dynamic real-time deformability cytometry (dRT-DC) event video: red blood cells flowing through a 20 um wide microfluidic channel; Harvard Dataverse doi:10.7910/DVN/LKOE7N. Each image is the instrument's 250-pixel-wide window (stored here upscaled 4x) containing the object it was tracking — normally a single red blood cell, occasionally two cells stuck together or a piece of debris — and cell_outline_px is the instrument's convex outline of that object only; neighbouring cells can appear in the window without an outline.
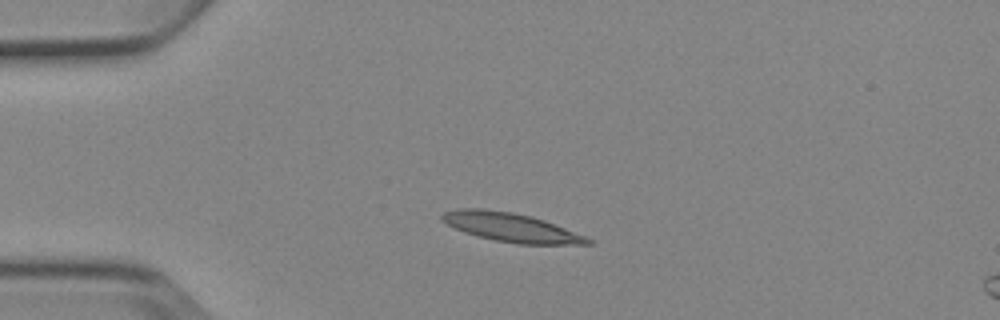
{"species": "Egyptian fruit bat (a non-hibernating species)", "species_latin": "Rousettus aegyptiacus", "temperature_condition": "cold", "stored_images_in_passage": 4, "camera_frame_rate_fps": 3000, "um_per_image_px": 0.085, "animal": {"sex": "female"}, "frame": {"image": 1, "passage_image": 2, "time_ms": 2.0, "image_size_px": [1000, 320], "cell_outline_px": [[592, 244], [516, 244], [476, 236], [464, 232], [440, 220], [440, 216], [444, 212], [456, 208], [484, 208], [512, 212], [532, 216], [544, 220], [584, 236], [592, 240]], "centroid_in_image_um": [43.38, 19.31], "position_along_channel_um": 41.6, "area_um2": 24.39}}
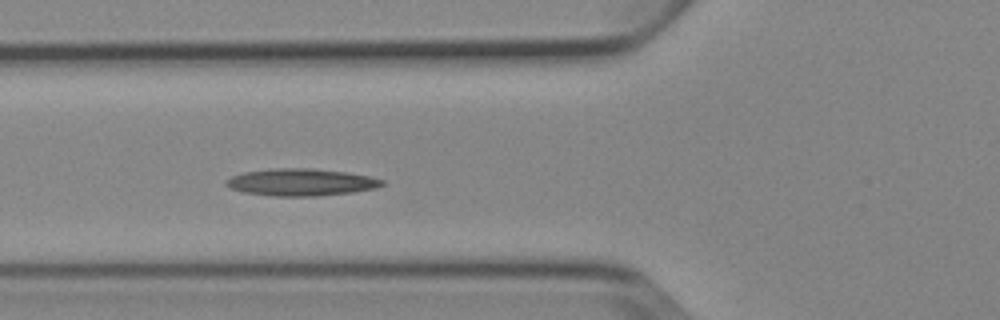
{"frame": {"image": 2, "passage_image": 4, "time_ms": 4.333, "image_size_px": [1000, 320], "cell_outline_px": [[384, 184], [376, 188], [352, 192], [316, 196], [276, 196], [244, 192], [232, 188], [224, 184], [224, 180], [232, 176], [244, 172], [276, 168], [312, 168], [348, 172], [368, 176], [384, 180]], "centroid_in_image_um": [25.59, 15.48], "position_along_channel_um": 100.2, "area_um2": 24.57}}